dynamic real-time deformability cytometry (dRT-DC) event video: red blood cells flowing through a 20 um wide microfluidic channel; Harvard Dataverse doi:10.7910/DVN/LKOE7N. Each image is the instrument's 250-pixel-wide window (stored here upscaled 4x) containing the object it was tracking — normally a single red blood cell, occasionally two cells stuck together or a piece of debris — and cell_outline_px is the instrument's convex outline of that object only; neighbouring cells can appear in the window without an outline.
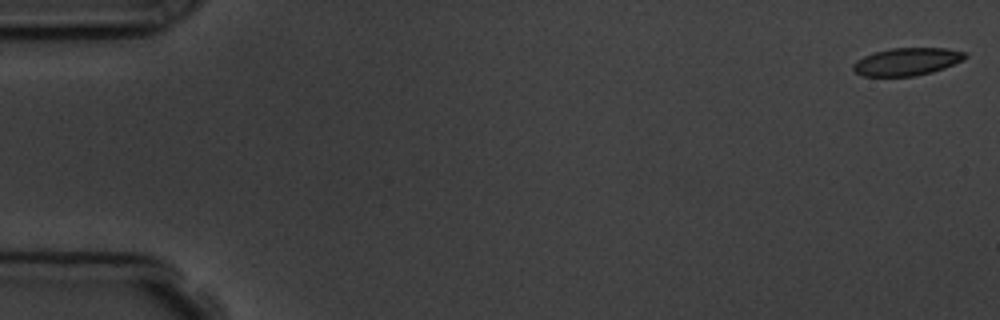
{"species": "common noctule bat (a hibernating species)", "species_latin": "Nyctalus noctula", "temperature_condition": "room temperature", "stored_images_in_passage": 5, "camera_frame_rate_fps": 3000, "um_per_image_px": 0.085, "animal": {"sex": "male", "body_mass_g": 19.5, "forearm_length_mm": 54.6}, "frame": {"image": 1, "passage_image": 1, "time_ms": 0.0, "image_size_px": [1000, 320], "cell_outline_px": [[968, 56], [964, 60], [944, 68], [932, 72], [916, 76], [864, 76], [856, 72], [852, 68], [852, 64], [856, 60], [872, 52], [892, 48], [948, 48], [968, 52]], "centroid_in_image_um": [77.12, 5.23], "position_along_channel_um": 7.9, "area_um2": 18.26}}
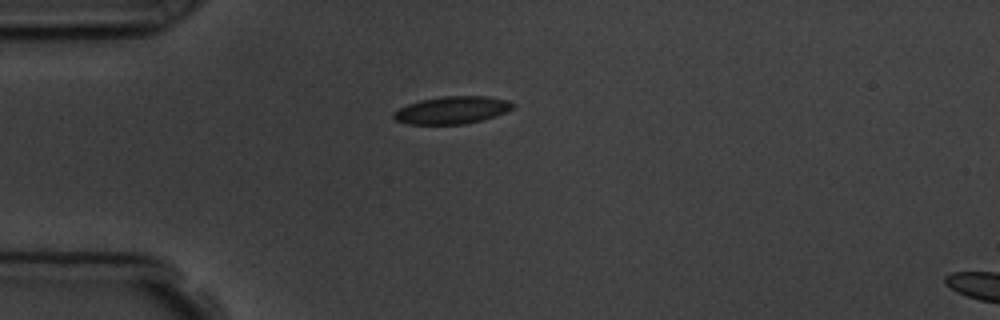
{"frame": {"image": 2, "passage_image": 4, "time_ms": 4.333, "image_size_px": [1000, 320], "cell_outline_px": [[516, 104], [512, 108], [496, 116], [464, 124], [408, 124], [396, 120], [392, 116], [392, 112], [408, 104], [420, 100], [440, 96], [488, 96], [508, 100]], "centroid_in_image_um": [38.41, 9.35], "position_along_channel_um": 46.6, "area_um2": 19.07}}